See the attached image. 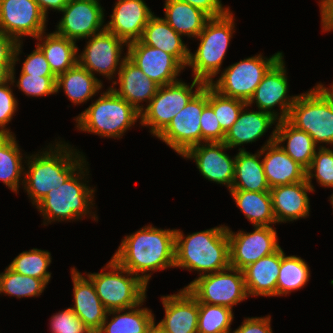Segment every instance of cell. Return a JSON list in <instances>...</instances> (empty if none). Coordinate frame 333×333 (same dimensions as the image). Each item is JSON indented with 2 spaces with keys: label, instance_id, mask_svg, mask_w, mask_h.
Instances as JSON below:
<instances>
[{
  "label": "cell",
  "instance_id": "1",
  "mask_svg": "<svg viewBox=\"0 0 333 333\" xmlns=\"http://www.w3.org/2000/svg\"><path fill=\"white\" fill-rule=\"evenodd\" d=\"M175 230L145 225L125 236L112 258L148 285L152 272L174 268Z\"/></svg>",
  "mask_w": 333,
  "mask_h": 333
},
{
  "label": "cell",
  "instance_id": "2",
  "mask_svg": "<svg viewBox=\"0 0 333 333\" xmlns=\"http://www.w3.org/2000/svg\"><path fill=\"white\" fill-rule=\"evenodd\" d=\"M48 146L45 151L24 156L27 170L24 169L22 187L33 206L50 190L62 185L86 161L82 152L65 141L58 140Z\"/></svg>",
  "mask_w": 333,
  "mask_h": 333
},
{
  "label": "cell",
  "instance_id": "3",
  "mask_svg": "<svg viewBox=\"0 0 333 333\" xmlns=\"http://www.w3.org/2000/svg\"><path fill=\"white\" fill-rule=\"evenodd\" d=\"M197 271L198 277L230 267L227 226L193 232L187 236L175 230L174 268Z\"/></svg>",
  "mask_w": 333,
  "mask_h": 333
},
{
  "label": "cell",
  "instance_id": "4",
  "mask_svg": "<svg viewBox=\"0 0 333 333\" xmlns=\"http://www.w3.org/2000/svg\"><path fill=\"white\" fill-rule=\"evenodd\" d=\"M87 165L88 162L85 161L62 185L50 190L35 205L43 216L44 225L55 221L81 220L86 215L98 221L96 212H92L96 189L87 184L89 181L86 179L90 172Z\"/></svg>",
  "mask_w": 333,
  "mask_h": 333
},
{
  "label": "cell",
  "instance_id": "5",
  "mask_svg": "<svg viewBox=\"0 0 333 333\" xmlns=\"http://www.w3.org/2000/svg\"><path fill=\"white\" fill-rule=\"evenodd\" d=\"M138 120L141 113L110 87L75 118L81 132L116 139H121Z\"/></svg>",
  "mask_w": 333,
  "mask_h": 333
},
{
  "label": "cell",
  "instance_id": "6",
  "mask_svg": "<svg viewBox=\"0 0 333 333\" xmlns=\"http://www.w3.org/2000/svg\"><path fill=\"white\" fill-rule=\"evenodd\" d=\"M235 18L231 10L216 18H210L196 37L200 41L196 52L190 50L187 66L192 68L193 78L210 84L220 74L223 60L235 33Z\"/></svg>",
  "mask_w": 333,
  "mask_h": 333
},
{
  "label": "cell",
  "instance_id": "7",
  "mask_svg": "<svg viewBox=\"0 0 333 333\" xmlns=\"http://www.w3.org/2000/svg\"><path fill=\"white\" fill-rule=\"evenodd\" d=\"M286 120L317 145H333V99L319 83L297 96Z\"/></svg>",
  "mask_w": 333,
  "mask_h": 333
},
{
  "label": "cell",
  "instance_id": "8",
  "mask_svg": "<svg viewBox=\"0 0 333 333\" xmlns=\"http://www.w3.org/2000/svg\"><path fill=\"white\" fill-rule=\"evenodd\" d=\"M85 276L91 279L107 311L132 308L146 299L148 285L112 257L100 273L90 272Z\"/></svg>",
  "mask_w": 333,
  "mask_h": 333
},
{
  "label": "cell",
  "instance_id": "9",
  "mask_svg": "<svg viewBox=\"0 0 333 333\" xmlns=\"http://www.w3.org/2000/svg\"><path fill=\"white\" fill-rule=\"evenodd\" d=\"M282 56L283 52L279 51L269 58L261 53L245 58L223 69L219 78L209 85L226 97L248 103L264 75Z\"/></svg>",
  "mask_w": 333,
  "mask_h": 333
},
{
  "label": "cell",
  "instance_id": "10",
  "mask_svg": "<svg viewBox=\"0 0 333 333\" xmlns=\"http://www.w3.org/2000/svg\"><path fill=\"white\" fill-rule=\"evenodd\" d=\"M204 85L202 81L193 78L191 85L180 79L159 86L156 95L141 112L139 124L149 127L150 133L157 137Z\"/></svg>",
  "mask_w": 333,
  "mask_h": 333
},
{
  "label": "cell",
  "instance_id": "11",
  "mask_svg": "<svg viewBox=\"0 0 333 333\" xmlns=\"http://www.w3.org/2000/svg\"><path fill=\"white\" fill-rule=\"evenodd\" d=\"M198 301L231 308L248 298L243 271L225 270L196 277L185 287Z\"/></svg>",
  "mask_w": 333,
  "mask_h": 333
},
{
  "label": "cell",
  "instance_id": "12",
  "mask_svg": "<svg viewBox=\"0 0 333 333\" xmlns=\"http://www.w3.org/2000/svg\"><path fill=\"white\" fill-rule=\"evenodd\" d=\"M207 104L208 84H205L157 138L180 156H183L190 148L201 144L200 116Z\"/></svg>",
  "mask_w": 333,
  "mask_h": 333
},
{
  "label": "cell",
  "instance_id": "13",
  "mask_svg": "<svg viewBox=\"0 0 333 333\" xmlns=\"http://www.w3.org/2000/svg\"><path fill=\"white\" fill-rule=\"evenodd\" d=\"M87 40L84 50L78 54V63L94 76L97 73L109 80L115 79L128 57L127 52L122 56L123 48L126 45L127 49L128 44L106 29Z\"/></svg>",
  "mask_w": 333,
  "mask_h": 333
},
{
  "label": "cell",
  "instance_id": "14",
  "mask_svg": "<svg viewBox=\"0 0 333 333\" xmlns=\"http://www.w3.org/2000/svg\"><path fill=\"white\" fill-rule=\"evenodd\" d=\"M253 232H233L227 226L230 267L243 270L262 257L276 252L280 245L277 232L272 226H253Z\"/></svg>",
  "mask_w": 333,
  "mask_h": 333
},
{
  "label": "cell",
  "instance_id": "15",
  "mask_svg": "<svg viewBox=\"0 0 333 333\" xmlns=\"http://www.w3.org/2000/svg\"><path fill=\"white\" fill-rule=\"evenodd\" d=\"M104 11L99 0H70L55 32L75 42L87 39L105 30Z\"/></svg>",
  "mask_w": 333,
  "mask_h": 333
},
{
  "label": "cell",
  "instance_id": "16",
  "mask_svg": "<svg viewBox=\"0 0 333 333\" xmlns=\"http://www.w3.org/2000/svg\"><path fill=\"white\" fill-rule=\"evenodd\" d=\"M285 66L284 57L282 56L264 75L247 103L249 107L256 103L257 109L260 111L268 112L278 120L287 119L298 95H287L289 82ZM277 105L280 107L279 113L274 110Z\"/></svg>",
  "mask_w": 333,
  "mask_h": 333
},
{
  "label": "cell",
  "instance_id": "17",
  "mask_svg": "<svg viewBox=\"0 0 333 333\" xmlns=\"http://www.w3.org/2000/svg\"><path fill=\"white\" fill-rule=\"evenodd\" d=\"M47 17L36 0H0V30L17 42L46 31Z\"/></svg>",
  "mask_w": 333,
  "mask_h": 333
},
{
  "label": "cell",
  "instance_id": "18",
  "mask_svg": "<svg viewBox=\"0 0 333 333\" xmlns=\"http://www.w3.org/2000/svg\"><path fill=\"white\" fill-rule=\"evenodd\" d=\"M230 149L224 142H204L190 148L182 157L193 160L208 181L225 185L231 190L235 174V159L225 151Z\"/></svg>",
  "mask_w": 333,
  "mask_h": 333
},
{
  "label": "cell",
  "instance_id": "19",
  "mask_svg": "<svg viewBox=\"0 0 333 333\" xmlns=\"http://www.w3.org/2000/svg\"><path fill=\"white\" fill-rule=\"evenodd\" d=\"M127 56L159 86L178 81L185 67L171 54L143 44L140 40L127 45Z\"/></svg>",
  "mask_w": 333,
  "mask_h": 333
},
{
  "label": "cell",
  "instance_id": "20",
  "mask_svg": "<svg viewBox=\"0 0 333 333\" xmlns=\"http://www.w3.org/2000/svg\"><path fill=\"white\" fill-rule=\"evenodd\" d=\"M105 29L127 44L141 39L143 30L154 15L144 0H117Z\"/></svg>",
  "mask_w": 333,
  "mask_h": 333
},
{
  "label": "cell",
  "instance_id": "21",
  "mask_svg": "<svg viewBox=\"0 0 333 333\" xmlns=\"http://www.w3.org/2000/svg\"><path fill=\"white\" fill-rule=\"evenodd\" d=\"M275 132L276 125L269 139L261 147L263 170L270 189L306 179V170L275 142Z\"/></svg>",
  "mask_w": 333,
  "mask_h": 333
},
{
  "label": "cell",
  "instance_id": "22",
  "mask_svg": "<svg viewBox=\"0 0 333 333\" xmlns=\"http://www.w3.org/2000/svg\"><path fill=\"white\" fill-rule=\"evenodd\" d=\"M161 300L165 315L157 325L168 333H197L199 303L185 287Z\"/></svg>",
  "mask_w": 333,
  "mask_h": 333
},
{
  "label": "cell",
  "instance_id": "23",
  "mask_svg": "<svg viewBox=\"0 0 333 333\" xmlns=\"http://www.w3.org/2000/svg\"><path fill=\"white\" fill-rule=\"evenodd\" d=\"M117 76L118 79L112 82L113 86L110 88L141 113L156 95L159 85L149 79L128 57L123 61ZM117 84L119 89L115 88ZM144 101L147 103L145 106L140 104Z\"/></svg>",
  "mask_w": 333,
  "mask_h": 333
},
{
  "label": "cell",
  "instance_id": "24",
  "mask_svg": "<svg viewBox=\"0 0 333 333\" xmlns=\"http://www.w3.org/2000/svg\"><path fill=\"white\" fill-rule=\"evenodd\" d=\"M273 213L276 223H287L307 218L310 213L308 192H313L305 179L289 185L276 186L270 189Z\"/></svg>",
  "mask_w": 333,
  "mask_h": 333
},
{
  "label": "cell",
  "instance_id": "25",
  "mask_svg": "<svg viewBox=\"0 0 333 333\" xmlns=\"http://www.w3.org/2000/svg\"><path fill=\"white\" fill-rule=\"evenodd\" d=\"M71 277L74 296V305L71 309L92 333H96L101 328L108 311L88 276L86 278L74 267L71 268Z\"/></svg>",
  "mask_w": 333,
  "mask_h": 333
},
{
  "label": "cell",
  "instance_id": "26",
  "mask_svg": "<svg viewBox=\"0 0 333 333\" xmlns=\"http://www.w3.org/2000/svg\"><path fill=\"white\" fill-rule=\"evenodd\" d=\"M248 107V104L243 107L237 121L225 133L223 142L230 149L256 142L272 125L278 123V119L272 114L259 109L249 110Z\"/></svg>",
  "mask_w": 333,
  "mask_h": 333
},
{
  "label": "cell",
  "instance_id": "27",
  "mask_svg": "<svg viewBox=\"0 0 333 333\" xmlns=\"http://www.w3.org/2000/svg\"><path fill=\"white\" fill-rule=\"evenodd\" d=\"M281 266V247L244 268L245 287L249 296L276 297L277 279Z\"/></svg>",
  "mask_w": 333,
  "mask_h": 333
},
{
  "label": "cell",
  "instance_id": "28",
  "mask_svg": "<svg viewBox=\"0 0 333 333\" xmlns=\"http://www.w3.org/2000/svg\"><path fill=\"white\" fill-rule=\"evenodd\" d=\"M181 37L164 18L154 14L144 28L140 41L173 55L186 68L190 49Z\"/></svg>",
  "mask_w": 333,
  "mask_h": 333
},
{
  "label": "cell",
  "instance_id": "29",
  "mask_svg": "<svg viewBox=\"0 0 333 333\" xmlns=\"http://www.w3.org/2000/svg\"><path fill=\"white\" fill-rule=\"evenodd\" d=\"M275 142L305 170L310 167L314 154L320 147L309 134L295 128L286 119L278 120L276 124Z\"/></svg>",
  "mask_w": 333,
  "mask_h": 333
},
{
  "label": "cell",
  "instance_id": "30",
  "mask_svg": "<svg viewBox=\"0 0 333 333\" xmlns=\"http://www.w3.org/2000/svg\"><path fill=\"white\" fill-rule=\"evenodd\" d=\"M56 93L61 89L74 105L86 103L101 91L103 83L77 63L56 77Z\"/></svg>",
  "mask_w": 333,
  "mask_h": 333
},
{
  "label": "cell",
  "instance_id": "31",
  "mask_svg": "<svg viewBox=\"0 0 333 333\" xmlns=\"http://www.w3.org/2000/svg\"><path fill=\"white\" fill-rule=\"evenodd\" d=\"M36 40L37 46L44 53L50 69L57 77L78 63V45L75 41L57 34L55 31L41 33Z\"/></svg>",
  "mask_w": 333,
  "mask_h": 333
},
{
  "label": "cell",
  "instance_id": "32",
  "mask_svg": "<svg viewBox=\"0 0 333 333\" xmlns=\"http://www.w3.org/2000/svg\"><path fill=\"white\" fill-rule=\"evenodd\" d=\"M235 159V174L231 190L270 191L262 164L261 148L255 154L239 148Z\"/></svg>",
  "mask_w": 333,
  "mask_h": 333
},
{
  "label": "cell",
  "instance_id": "33",
  "mask_svg": "<svg viewBox=\"0 0 333 333\" xmlns=\"http://www.w3.org/2000/svg\"><path fill=\"white\" fill-rule=\"evenodd\" d=\"M164 20L182 37L196 38L210 17L194 6L180 0H165Z\"/></svg>",
  "mask_w": 333,
  "mask_h": 333
},
{
  "label": "cell",
  "instance_id": "34",
  "mask_svg": "<svg viewBox=\"0 0 333 333\" xmlns=\"http://www.w3.org/2000/svg\"><path fill=\"white\" fill-rule=\"evenodd\" d=\"M145 301L132 308L108 311L96 333H147L155 317L149 308H140ZM110 315L113 316L108 320Z\"/></svg>",
  "mask_w": 333,
  "mask_h": 333
},
{
  "label": "cell",
  "instance_id": "35",
  "mask_svg": "<svg viewBox=\"0 0 333 333\" xmlns=\"http://www.w3.org/2000/svg\"><path fill=\"white\" fill-rule=\"evenodd\" d=\"M229 192L237 207L253 226L276 225L269 191L229 190Z\"/></svg>",
  "mask_w": 333,
  "mask_h": 333
},
{
  "label": "cell",
  "instance_id": "36",
  "mask_svg": "<svg viewBox=\"0 0 333 333\" xmlns=\"http://www.w3.org/2000/svg\"><path fill=\"white\" fill-rule=\"evenodd\" d=\"M15 134L0 135V180L15 194L23 186V155Z\"/></svg>",
  "mask_w": 333,
  "mask_h": 333
},
{
  "label": "cell",
  "instance_id": "37",
  "mask_svg": "<svg viewBox=\"0 0 333 333\" xmlns=\"http://www.w3.org/2000/svg\"><path fill=\"white\" fill-rule=\"evenodd\" d=\"M310 267L301 257L286 256L281 248V266L277 279L276 296H286L303 288L310 278Z\"/></svg>",
  "mask_w": 333,
  "mask_h": 333
},
{
  "label": "cell",
  "instance_id": "38",
  "mask_svg": "<svg viewBox=\"0 0 333 333\" xmlns=\"http://www.w3.org/2000/svg\"><path fill=\"white\" fill-rule=\"evenodd\" d=\"M46 285L42 279L22 275L9 266L0 273V294L14 296L18 299L38 297L44 292Z\"/></svg>",
  "mask_w": 333,
  "mask_h": 333
},
{
  "label": "cell",
  "instance_id": "39",
  "mask_svg": "<svg viewBox=\"0 0 333 333\" xmlns=\"http://www.w3.org/2000/svg\"><path fill=\"white\" fill-rule=\"evenodd\" d=\"M51 262L48 250L33 248L17 255L8 266L22 275L42 279L48 285L52 273L47 270Z\"/></svg>",
  "mask_w": 333,
  "mask_h": 333
},
{
  "label": "cell",
  "instance_id": "40",
  "mask_svg": "<svg viewBox=\"0 0 333 333\" xmlns=\"http://www.w3.org/2000/svg\"><path fill=\"white\" fill-rule=\"evenodd\" d=\"M22 44L23 41L17 42L14 52V65L11 69V82L13 83V87H18V89L24 92L28 97H45L56 94V76L30 75L20 72L19 79L16 81L15 65L18 61L20 62L18 56L23 53L21 50Z\"/></svg>",
  "mask_w": 333,
  "mask_h": 333
},
{
  "label": "cell",
  "instance_id": "41",
  "mask_svg": "<svg viewBox=\"0 0 333 333\" xmlns=\"http://www.w3.org/2000/svg\"><path fill=\"white\" fill-rule=\"evenodd\" d=\"M233 320L231 308L199 303L197 333H231Z\"/></svg>",
  "mask_w": 333,
  "mask_h": 333
},
{
  "label": "cell",
  "instance_id": "42",
  "mask_svg": "<svg viewBox=\"0 0 333 333\" xmlns=\"http://www.w3.org/2000/svg\"><path fill=\"white\" fill-rule=\"evenodd\" d=\"M208 104L213 108L217 120L220 123V127L225 133L237 121L239 113L243 107L247 105V103L242 100L226 97L218 93L209 84Z\"/></svg>",
  "mask_w": 333,
  "mask_h": 333
},
{
  "label": "cell",
  "instance_id": "43",
  "mask_svg": "<svg viewBox=\"0 0 333 333\" xmlns=\"http://www.w3.org/2000/svg\"><path fill=\"white\" fill-rule=\"evenodd\" d=\"M314 177L319 185L333 188V150L324 145L316 150L311 165L306 170V179L313 192L315 190L311 182Z\"/></svg>",
  "mask_w": 333,
  "mask_h": 333
},
{
  "label": "cell",
  "instance_id": "44",
  "mask_svg": "<svg viewBox=\"0 0 333 333\" xmlns=\"http://www.w3.org/2000/svg\"><path fill=\"white\" fill-rule=\"evenodd\" d=\"M49 324L52 333H92L71 307L54 314Z\"/></svg>",
  "mask_w": 333,
  "mask_h": 333
},
{
  "label": "cell",
  "instance_id": "45",
  "mask_svg": "<svg viewBox=\"0 0 333 333\" xmlns=\"http://www.w3.org/2000/svg\"><path fill=\"white\" fill-rule=\"evenodd\" d=\"M11 86H13L11 80L0 84V135L14 134L9 128H6L18 108V100L15 98Z\"/></svg>",
  "mask_w": 333,
  "mask_h": 333
},
{
  "label": "cell",
  "instance_id": "46",
  "mask_svg": "<svg viewBox=\"0 0 333 333\" xmlns=\"http://www.w3.org/2000/svg\"><path fill=\"white\" fill-rule=\"evenodd\" d=\"M200 127L202 132V143L204 142H223L225 132L220 127L213 108L207 104L200 116Z\"/></svg>",
  "mask_w": 333,
  "mask_h": 333
},
{
  "label": "cell",
  "instance_id": "47",
  "mask_svg": "<svg viewBox=\"0 0 333 333\" xmlns=\"http://www.w3.org/2000/svg\"><path fill=\"white\" fill-rule=\"evenodd\" d=\"M21 71L24 74L55 76L50 69L49 63L42 50L36 45L33 50L22 63Z\"/></svg>",
  "mask_w": 333,
  "mask_h": 333
},
{
  "label": "cell",
  "instance_id": "48",
  "mask_svg": "<svg viewBox=\"0 0 333 333\" xmlns=\"http://www.w3.org/2000/svg\"><path fill=\"white\" fill-rule=\"evenodd\" d=\"M232 333H273L271 316L244 318L242 324Z\"/></svg>",
  "mask_w": 333,
  "mask_h": 333
},
{
  "label": "cell",
  "instance_id": "49",
  "mask_svg": "<svg viewBox=\"0 0 333 333\" xmlns=\"http://www.w3.org/2000/svg\"><path fill=\"white\" fill-rule=\"evenodd\" d=\"M206 13L210 18H216L226 14L230 7H223L221 0H180Z\"/></svg>",
  "mask_w": 333,
  "mask_h": 333
},
{
  "label": "cell",
  "instance_id": "50",
  "mask_svg": "<svg viewBox=\"0 0 333 333\" xmlns=\"http://www.w3.org/2000/svg\"><path fill=\"white\" fill-rule=\"evenodd\" d=\"M17 41L0 30V64H14Z\"/></svg>",
  "mask_w": 333,
  "mask_h": 333
},
{
  "label": "cell",
  "instance_id": "51",
  "mask_svg": "<svg viewBox=\"0 0 333 333\" xmlns=\"http://www.w3.org/2000/svg\"><path fill=\"white\" fill-rule=\"evenodd\" d=\"M319 6L322 30L333 31V0H320Z\"/></svg>",
  "mask_w": 333,
  "mask_h": 333
},
{
  "label": "cell",
  "instance_id": "52",
  "mask_svg": "<svg viewBox=\"0 0 333 333\" xmlns=\"http://www.w3.org/2000/svg\"><path fill=\"white\" fill-rule=\"evenodd\" d=\"M70 0H36L42 13L48 17V10L60 12Z\"/></svg>",
  "mask_w": 333,
  "mask_h": 333
},
{
  "label": "cell",
  "instance_id": "53",
  "mask_svg": "<svg viewBox=\"0 0 333 333\" xmlns=\"http://www.w3.org/2000/svg\"><path fill=\"white\" fill-rule=\"evenodd\" d=\"M14 64H0V84L11 80V69Z\"/></svg>",
  "mask_w": 333,
  "mask_h": 333
},
{
  "label": "cell",
  "instance_id": "54",
  "mask_svg": "<svg viewBox=\"0 0 333 333\" xmlns=\"http://www.w3.org/2000/svg\"><path fill=\"white\" fill-rule=\"evenodd\" d=\"M147 333H168L165 330H163L159 325H157L154 321V323L149 327Z\"/></svg>",
  "mask_w": 333,
  "mask_h": 333
},
{
  "label": "cell",
  "instance_id": "55",
  "mask_svg": "<svg viewBox=\"0 0 333 333\" xmlns=\"http://www.w3.org/2000/svg\"><path fill=\"white\" fill-rule=\"evenodd\" d=\"M328 93H329V95L332 97V99H333V84H331L330 86H329V88L328 87H325L322 83H319Z\"/></svg>",
  "mask_w": 333,
  "mask_h": 333
},
{
  "label": "cell",
  "instance_id": "56",
  "mask_svg": "<svg viewBox=\"0 0 333 333\" xmlns=\"http://www.w3.org/2000/svg\"><path fill=\"white\" fill-rule=\"evenodd\" d=\"M333 189V188H332ZM330 203H331V205H332V208H333V193L330 195Z\"/></svg>",
  "mask_w": 333,
  "mask_h": 333
}]
</instances>
